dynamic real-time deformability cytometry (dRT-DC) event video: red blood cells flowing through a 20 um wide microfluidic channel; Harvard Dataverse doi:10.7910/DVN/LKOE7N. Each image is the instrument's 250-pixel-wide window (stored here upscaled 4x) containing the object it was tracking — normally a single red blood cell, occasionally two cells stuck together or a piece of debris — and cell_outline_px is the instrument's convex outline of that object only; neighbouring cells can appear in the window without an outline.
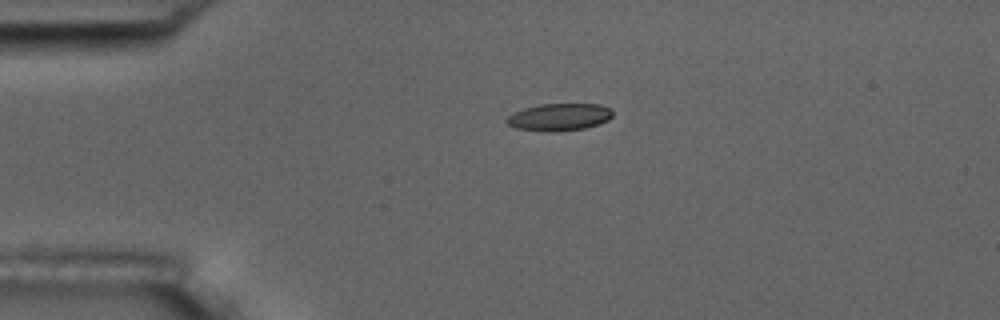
{"species": "common noctule bat (a hibernating species)", "species_latin": "Nyctalus noctula", "temperature_condition": "room temperature", "stored_images_in_passage": 3, "camera_frame_rate_fps": 3000, "um_per_image_px": 0.085, "animal": {"sex": "male", "body_mass_g": 17.5, "forearm_length_mm": 52.3}, "frame": {"image": 1, "passage_image": 2, "time_ms": 1.333, "image_size_px": [1000, 320], "cell_outline_px": [[612, 116], [608, 120], [600, 124], [584, 128], [556, 132], [548, 132], [516, 128], [508, 124], [504, 120], [508, 116], [524, 108], [540, 104], [600, 104], [608, 108], [612, 112]], "centroid_in_image_um": [47.53, 9.96], "position_along_channel_um": 37.5, "area_um2": 16.82}}